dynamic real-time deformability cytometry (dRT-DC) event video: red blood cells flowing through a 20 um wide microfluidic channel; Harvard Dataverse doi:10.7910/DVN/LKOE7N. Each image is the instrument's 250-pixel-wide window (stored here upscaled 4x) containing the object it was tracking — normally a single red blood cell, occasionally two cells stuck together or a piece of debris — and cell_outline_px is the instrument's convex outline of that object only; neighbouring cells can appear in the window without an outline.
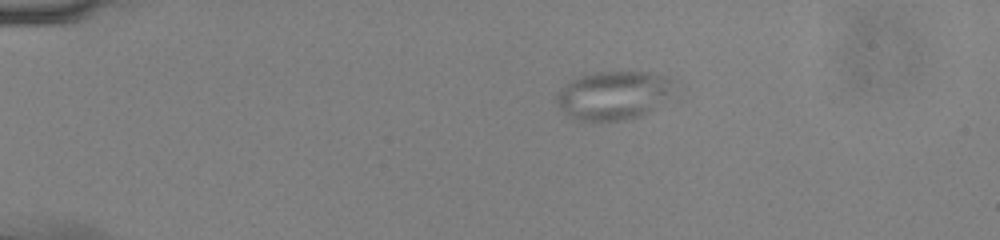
{"species": "common noctule bat (a hibernating species)", "species_latin": "Nyctalus noctula", "temperature_condition": "cold", "stored_images_in_passage": 54, "camera_frame_rate_fps": 3000, "um_per_image_px": 0.085, "animal": {"sex": "male", "body_mass_g": 13.0, "forearm_length_mm": 53.1}, "frame": {"image": 1, "passage_image": 12, "time_ms": 3.667, "image_size_px": [1000, 240], "cell_outline_px": [[680, 80], [672, 92], [640, 116], [624, 120], [576, 120], [568, 116], [556, 104], [556, 96], [560, 88], [572, 80], [580, 76], [596, 72], [648, 72], [668, 76]], "centroid_in_image_um": [52.15, 8.07], "position_along_channel_um": 32.9, "area_um2": 33.12}}
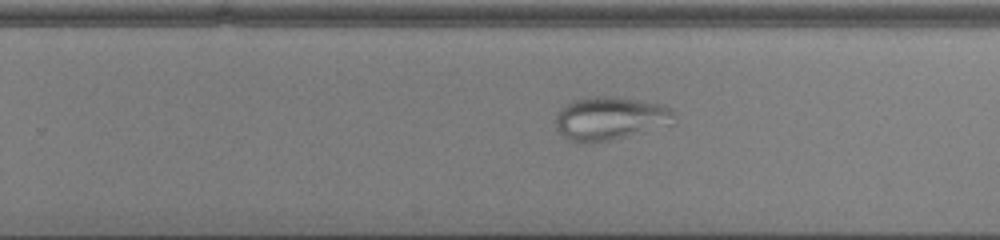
{"frame": {"image": 2, "passage_image": 36, "time_ms": 11.667, "image_size_px": [1000, 240], "cell_outline_px": [[676, 116], [672, 124], [628, 136], [588, 144], [584, 144], [568, 140], [556, 128], [556, 112], [560, 108], [576, 100], [596, 96], [608, 96], [640, 100], [660, 104], [672, 108], [676, 112]], "centroid_in_image_um": [51.87, 10.07], "position_along_channel_um": 277.9, "area_um2": 30.0}}
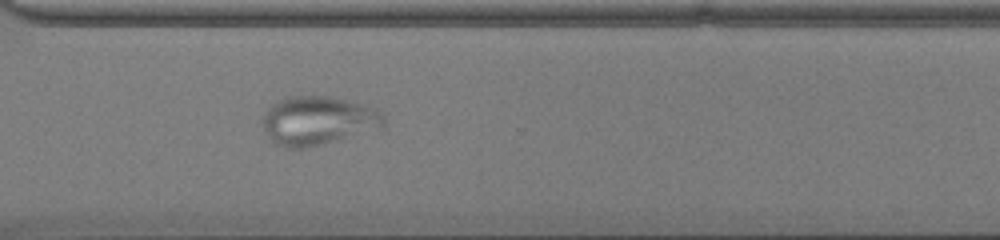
{"frame": {"image": 3, "passage_image": 41, "time_ms": 13.333, "image_size_px": [1000, 240], "cell_outline_px": [[384, 128], [324, 144], [308, 148], [288, 148], [276, 144], [268, 136], [260, 120], [264, 112], [272, 104], [288, 96], [328, 96], [368, 104], [384, 112]], "centroid_in_image_um": [27.07, 10.25], "position_along_channel_um": 343.5, "area_um2": 35.08}}